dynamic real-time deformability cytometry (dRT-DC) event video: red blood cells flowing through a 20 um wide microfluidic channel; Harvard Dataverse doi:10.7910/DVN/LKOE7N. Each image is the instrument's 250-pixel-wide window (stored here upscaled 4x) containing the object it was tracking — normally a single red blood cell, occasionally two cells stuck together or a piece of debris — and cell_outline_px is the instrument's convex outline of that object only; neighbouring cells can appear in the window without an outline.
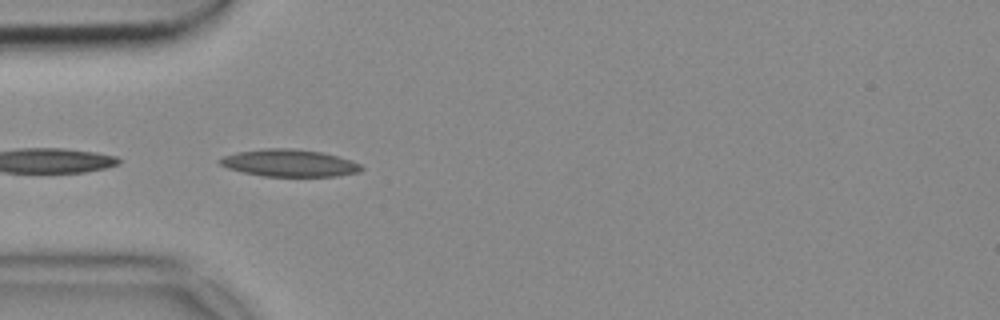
{"species": "common noctule bat (a hibernating species)", "species_latin": "Nyctalus noctula", "temperature_condition": "cold", "stored_images_in_passage": 20, "camera_frame_rate_fps": 3000, "um_per_image_px": 0.085, "animal": {"sex": "female", "body_mass_g": 18.4}, "frame": {"image": 1, "passage_image": 12, "time_ms": 3.667, "image_size_px": [1000, 320], "cell_outline_px": [[364, 168], [360, 172], [336, 176], [260, 176], [228, 168], [220, 164], [216, 160], [224, 156], [236, 152], [264, 148], [292, 148], [320, 152], [352, 160], [360, 164]], "centroid_in_image_um": [24.58, 13.86], "position_along_channel_um": 60.4, "area_um2": 22.43}}